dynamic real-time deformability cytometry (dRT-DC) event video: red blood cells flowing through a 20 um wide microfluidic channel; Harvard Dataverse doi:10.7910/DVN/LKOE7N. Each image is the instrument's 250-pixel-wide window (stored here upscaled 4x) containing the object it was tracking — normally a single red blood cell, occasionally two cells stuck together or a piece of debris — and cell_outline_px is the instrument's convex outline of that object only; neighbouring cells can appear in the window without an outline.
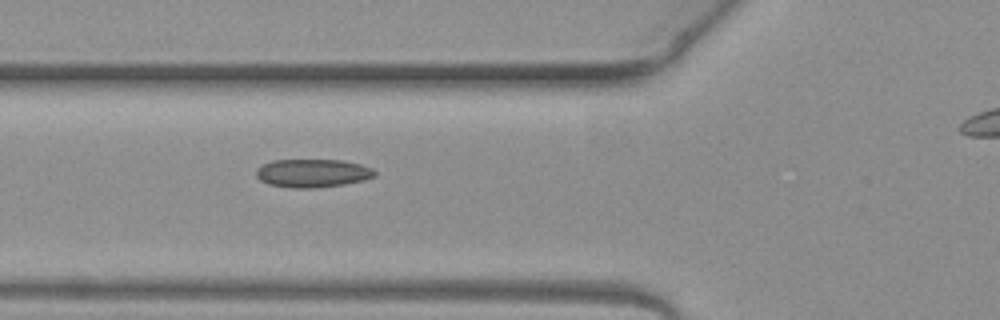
{"species": "common noctule bat (a hibernating species)", "species_latin": "Nyctalus noctula", "temperature_condition": "warm", "stored_images_in_passage": 6, "segment_of_instrument_passage": [1, 2], "camera_frame_rate_fps": 3000, "um_per_image_px": 0.085, "animal": {"sex": "female", "body_mass_g": 19.3, "forearm_length_mm": 54.1}, "frame": {"image": 1, "passage_image": 5, "time_ms": 1.333, "image_size_px": [1000, 320], "cell_outline_px": [[376, 176], [364, 180], [344, 184], [312, 188], [292, 188], [268, 184], [260, 180], [256, 176], [256, 168], [272, 160], [340, 160], [360, 164], [372, 168], [376, 172]], "centroid_in_image_um": [26.56, 14.72], "position_along_channel_um": 99.2, "area_um2": 19.54}}